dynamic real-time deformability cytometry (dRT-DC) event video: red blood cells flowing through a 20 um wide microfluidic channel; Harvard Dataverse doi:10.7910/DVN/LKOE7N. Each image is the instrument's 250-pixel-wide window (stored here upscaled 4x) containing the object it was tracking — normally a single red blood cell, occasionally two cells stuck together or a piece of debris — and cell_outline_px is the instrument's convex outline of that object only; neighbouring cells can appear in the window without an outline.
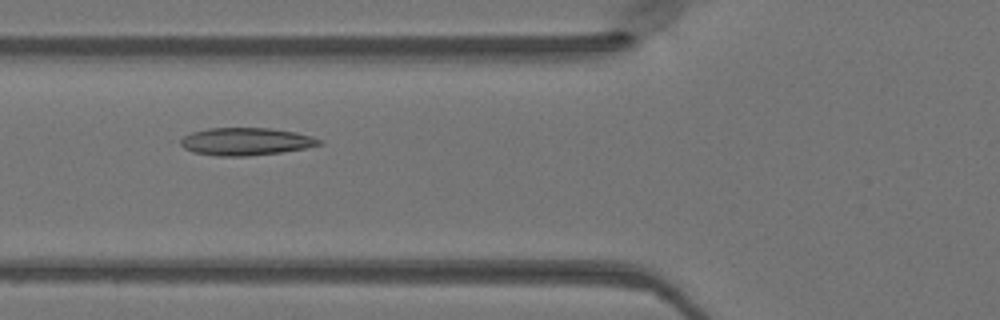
{"species": "Egyptian fruit bat (a non-hibernating species)", "species_latin": "Rousettus aegyptiacus", "temperature_condition": "warm", "stored_images_in_passage": 39, "camera_frame_rate_fps": 3000, "um_per_image_px": 0.085, "animal": {"sex": "female"}, "frame": {"image": 1, "passage_image": 9, "time_ms": 2.667, "image_size_px": [1000, 320], "cell_outline_px": [[324, 144], [304, 148], [280, 152], [248, 156], [216, 156], [192, 152], [184, 148], [180, 144], [180, 140], [184, 136], [192, 132], [208, 128], [268, 128], [296, 132], [312, 136], [324, 140]], "centroid_in_image_um": [20.91, 12.03], "position_along_channel_um": 104.9, "area_um2": 22.37}}
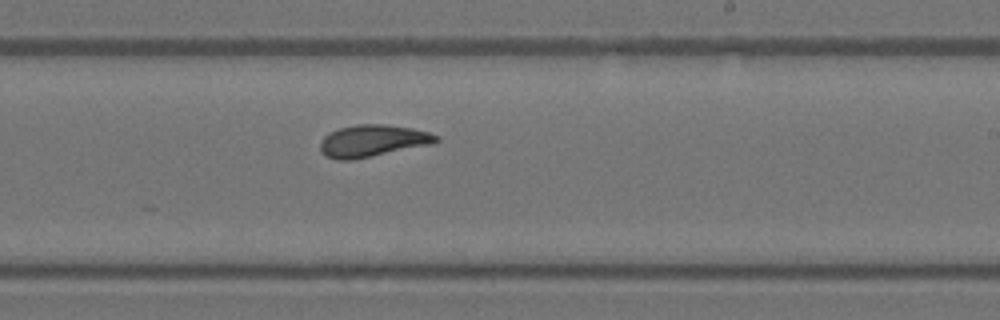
{"frame": {"image": 2, "passage_image": 20, "time_ms": 6.333, "image_size_px": [1000, 320], "cell_outline_px": [[440, 140], [432, 144], [352, 160], [336, 160], [320, 152], [320, 140], [328, 132], [340, 128], [356, 124], [384, 124], [412, 128], [428, 132], [440, 136]], "centroid_in_image_um": [31.66, 11.96], "position_along_channel_um": 257.3, "area_um2": 21.68}}
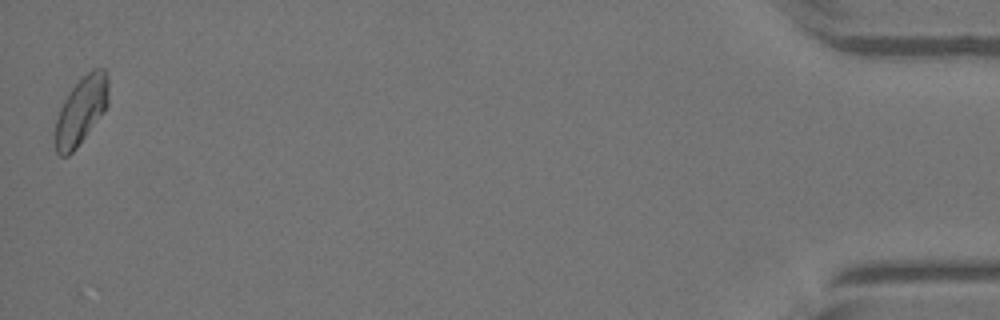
{"frame": {"image": 3, "passage_image": 39, "time_ms": 12.667, "image_size_px": [1000, 320], "cell_outline_px": [[108, 104], [104, 112], [76, 148], [68, 156], [60, 156], [56, 152], [52, 136], [56, 120], [60, 108], [68, 92], [92, 68], [104, 68], [108, 72]], "centroid_in_image_um": [6.87, 9.42], "position_along_channel_um": 428.3, "area_um2": 21.27}}